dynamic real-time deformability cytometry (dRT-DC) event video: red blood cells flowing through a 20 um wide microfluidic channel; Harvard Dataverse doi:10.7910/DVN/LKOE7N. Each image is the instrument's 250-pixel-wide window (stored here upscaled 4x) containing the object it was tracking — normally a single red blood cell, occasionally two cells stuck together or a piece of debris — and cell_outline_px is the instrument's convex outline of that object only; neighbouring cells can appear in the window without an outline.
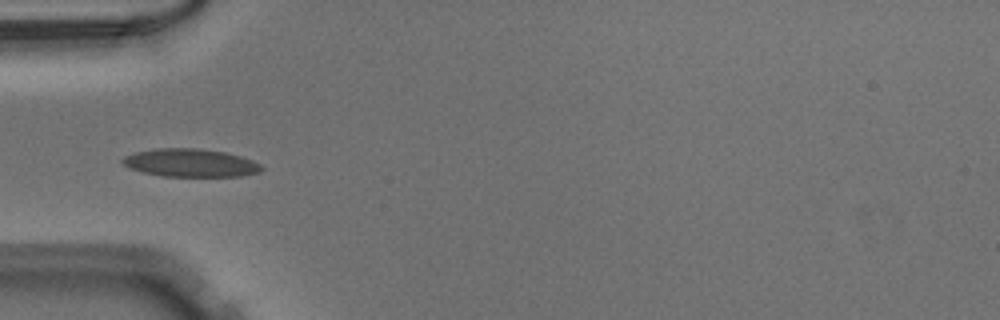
{"species": "Egyptian fruit bat (a non-hibernating species)", "species_latin": "Rousettus aegyptiacus", "temperature_condition": "warm", "stored_images_in_passage": 35, "camera_frame_rate_fps": 3000, "um_per_image_px": 0.085, "animal": {"sex": "male"}, "frame": {"image": 1, "passage_image": 1, "time_ms": 0.0, "image_size_px": [1000, 320], "cell_outline_px": [[264, 168], [260, 172], [240, 176], [164, 176], [144, 172], [128, 168], [120, 160], [124, 156], [136, 152], [156, 148], [196, 148], [224, 152], [240, 156], [252, 160], [260, 164]], "centroid_in_image_um": [16.18, 13.84], "position_along_channel_um": 68.8, "area_um2": 22.6}}
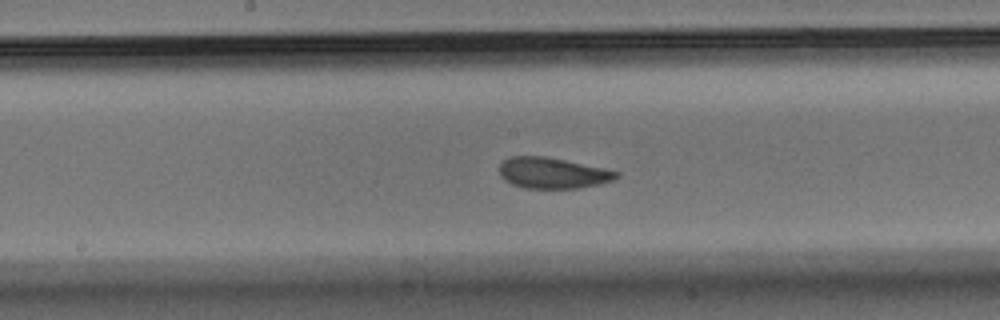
{"frame": {"image": 2, "passage_image": 11, "time_ms": 3.333, "image_size_px": [1000, 320], "cell_outline_px": [[620, 176], [612, 180], [600, 184], [576, 188], [524, 188], [512, 184], [504, 180], [500, 176], [500, 164], [508, 156], [544, 156], [604, 168], [620, 172]], "centroid_in_image_um": [46.96, 14.7], "position_along_channel_um": 201.2, "area_um2": 21.04}}
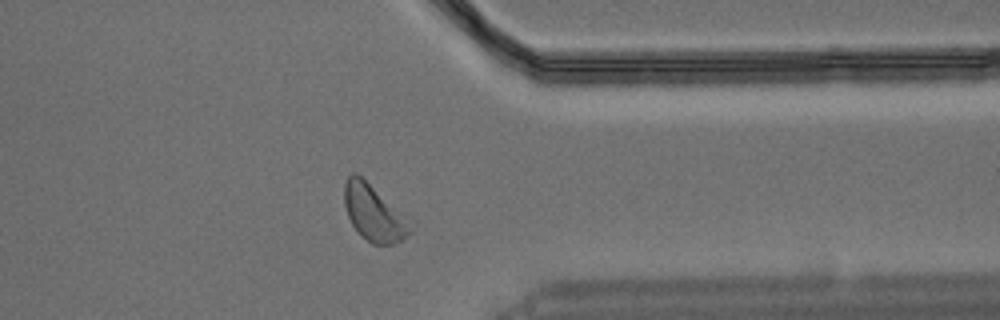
{"frame": {"image": 3, "passage_image": 25, "time_ms": 8.0, "image_size_px": [1000, 320], "cell_outline_px": [[416, 228], [412, 232], [400, 240], [392, 244], [372, 244], [360, 236], [356, 232], [348, 216], [344, 204], [344, 184], [348, 176], [352, 172], [356, 172], [416, 220]], "centroid_in_image_um": [31.88, 18.1], "position_along_channel_um": 379.5, "area_um2": 22.77}}